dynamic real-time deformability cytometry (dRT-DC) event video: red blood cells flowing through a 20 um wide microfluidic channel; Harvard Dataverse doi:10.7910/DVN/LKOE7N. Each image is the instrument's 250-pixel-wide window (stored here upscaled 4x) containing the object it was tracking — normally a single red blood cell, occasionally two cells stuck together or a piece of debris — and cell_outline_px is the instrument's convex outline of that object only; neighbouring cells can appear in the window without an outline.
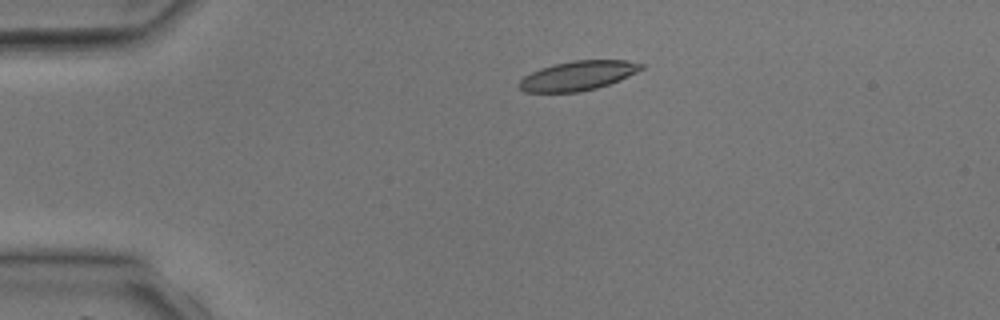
{"species": "common noctule bat (a hibernating species)", "species_latin": "Nyctalus noctula", "temperature_condition": "room temperature", "stored_images_in_passage": 3, "camera_frame_rate_fps": 3000, "um_per_image_px": 0.085, "animal": {"sex": "male", "body_mass_g": 17.9, "forearm_length_mm": 54.2}, "frame": {"image": 1, "passage_image": 2, "time_ms": 1.333, "image_size_px": [1000, 320], "cell_outline_px": [[644, 68], [620, 80], [596, 88], [580, 92], [524, 92], [516, 84], [524, 76], [540, 68], [572, 60], [624, 60], [644, 64]], "centroid_in_image_um": [49.1, 6.43], "position_along_channel_um": 35.9, "area_um2": 20.87}}